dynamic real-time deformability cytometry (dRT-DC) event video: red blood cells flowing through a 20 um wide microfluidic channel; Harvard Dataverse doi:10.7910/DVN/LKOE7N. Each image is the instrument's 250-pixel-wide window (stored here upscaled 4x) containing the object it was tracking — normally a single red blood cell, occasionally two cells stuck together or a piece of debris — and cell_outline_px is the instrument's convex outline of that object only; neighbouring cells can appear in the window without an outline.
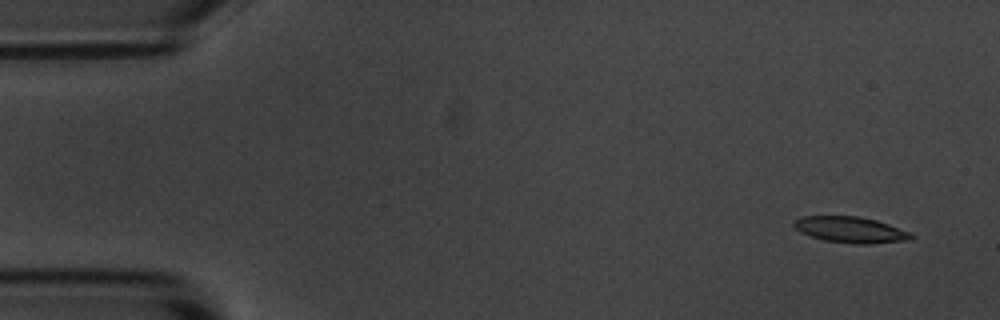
{"species": "common noctule bat (a hibernating species)", "species_latin": "Nyctalus noctula", "temperature_condition": "room temperature", "stored_images_in_passage": 5, "camera_frame_rate_fps": 3000, "um_per_image_px": 0.085, "animal": {"sex": "male", "body_mass_g": 20.1, "forearm_length_mm": 53.5}, "frame": {"image": 1, "passage_image": 1, "time_ms": 0.0, "image_size_px": [1000, 320], "cell_outline_px": [[916, 236], [912, 240], [868, 244], [856, 244], [824, 240], [800, 232], [792, 224], [800, 216], [860, 216], [876, 220], [912, 232]], "centroid_in_image_um": [72.36, 19.53], "position_along_channel_um": 12.6, "area_um2": 17.92}}
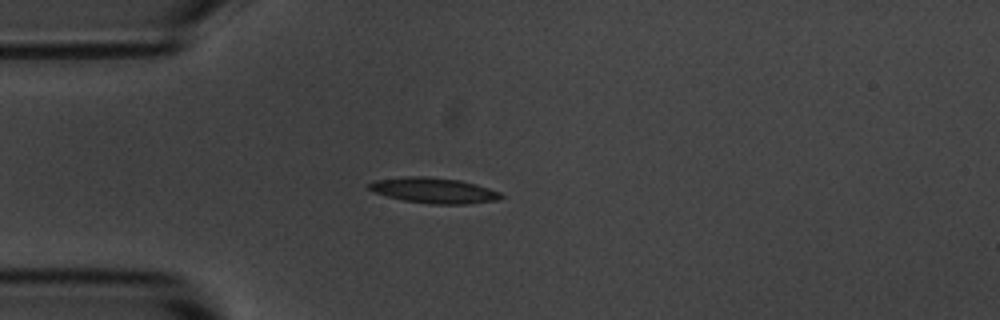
{"frame": {"image": 2, "passage_image": 4, "time_ms": 3.667, "image_size_px": [1000, 320], "cell_outline_px": [[504, 196], [496, 200], [464, 204], [432, 204], [404, 200], [372, 192], [368, 188], [368, 184], [372, 180], [404, 176], [428, 176], [460, 180], [476, 184], [500, 192]], "centroid_in_image_um": [36.83, 16.17], "position_along_channel_um": 48.2, "area_um2": 19.65}}